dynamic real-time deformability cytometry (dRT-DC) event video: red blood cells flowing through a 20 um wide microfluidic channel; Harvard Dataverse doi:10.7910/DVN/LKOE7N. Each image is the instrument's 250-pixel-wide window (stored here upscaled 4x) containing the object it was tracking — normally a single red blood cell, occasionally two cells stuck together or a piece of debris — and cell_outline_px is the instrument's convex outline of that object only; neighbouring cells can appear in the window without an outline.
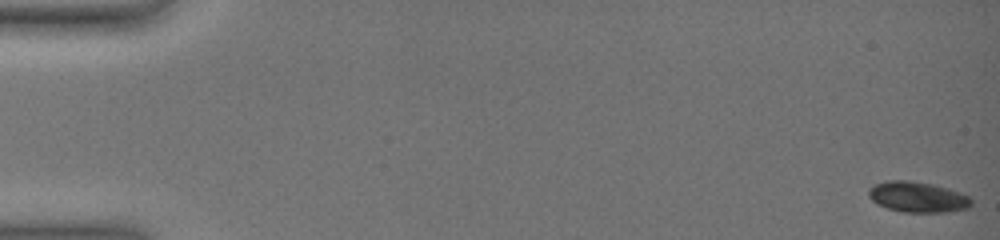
{"species": "common noctule bat (a hibernating species)", "species_latin": "Nyctalus noctula", "temperature_condition": "warm", "stored_images_in_passage": 56, "camera_frame_rate_fps": 3000, "um_per_image_px": 0.085, "animal": {"sex": "female", "body_mass_g": 19.0, "forearm_length_mm": 51.5}, "frame": {"image": 1, "passage_image": 1, "time_ms": 0.0, "image_size_px": [1000, 240], "cell_outline_px": [[972, 204], [968, 208], [948, 212], [904, 212], [888, 208], [876, 204], [868, 196], [868, 188], [876, 184], [888, 180], [908, 180], [932, 184], [948, 188], [968, 196], [972, 200]], "centroid_in_image_um": [77.98, 16.74], "position_along_channel_um": 7.0, "area_um2": 18.32}}
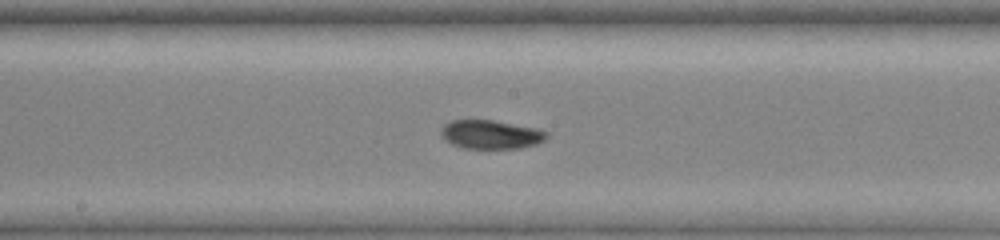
{"frame": {"image": 2, "passage_image": 38, "time_ms": 10.333, "image_size_px": [1000, 240], "cell_outline_px": [[548, 136], [544, 140], [536, 144], [520, 148], [464, 148], [452, 144], [444, 140], [440, 136], [440, 128], [444, 124], [452, 120], [492, 120], [536, 128], [548, 132]], "centroid_in_image_um": [41.68, 11.43], "position_along_channel_um": 206.5, "area_um2": 17.74}}
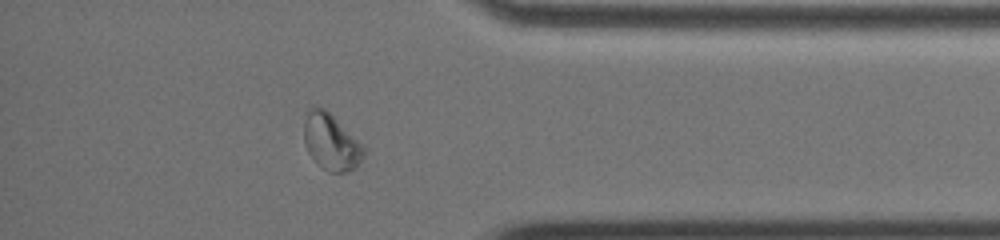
{"frame": {"image": 3, "passage_image": 50, "time_ms": 16.0, "image_size_px": [1000, 240], "cell_outline_px": [[368, 148], [360, 164], [356, 168], [344, 172], [328, 172], [316, 164], [308, 152], [304, 140], [304, 120], [308, 112], [312, 108], [324, 108], [364, 144]], "centroid_in_image_um": [28.19, 12.12], "position_along_channel_um": 407.0, "area_um2": 19.83}, "authors_computed_cell_mechanics": {"area_um2": 18.3804, "velocity_mm_per_s": 3.6333, "shape_relaxation_time_tau1_ms": null, "shape_relaxation_time_tau2_ms": 3.6516, "deformation_change_tau1": null, "deformation_change_tau2": 0.0651}}